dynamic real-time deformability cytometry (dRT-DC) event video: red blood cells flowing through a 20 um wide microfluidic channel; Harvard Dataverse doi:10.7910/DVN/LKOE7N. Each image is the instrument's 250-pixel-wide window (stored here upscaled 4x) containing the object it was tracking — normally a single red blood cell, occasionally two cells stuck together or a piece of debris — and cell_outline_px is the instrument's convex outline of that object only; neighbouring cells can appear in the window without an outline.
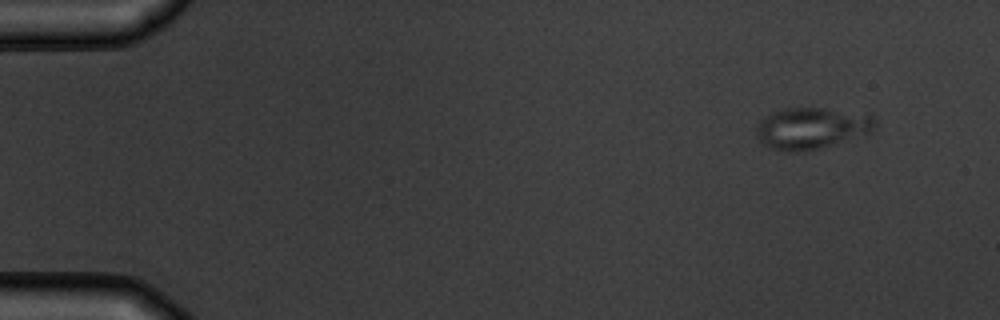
{"species": "common noctule bat (a hibernating species)", "species_latin": "Nyctalus noctula", "temperature_condition": "warm", "stored_images_in_passage": 5, "camera_frame_rate_fps": 3000, "um_per_image_px": 0.085, "animal": {"sex": "male", "body_mass_g": 19.5, "forearm_length_mm": 54.6}, "frame": {"image": 1, "passage_image": 1, "time_ms": 0.0, "image_size_px": [1000, 320], "cell_outline_px": [[876, 124], [868, 132], [816, 148], [792, 152], [772, 148], [764, 144], [760, 140], [756, 132], [756, 128], [760, 120], [764, 116], [788, 108], [820, 108], [872, 112], [876, 120]], "centroid_in_image_um": [69.0, 10.84], "position_along_channel_um": 16.0, "area_um2": 28.09}}